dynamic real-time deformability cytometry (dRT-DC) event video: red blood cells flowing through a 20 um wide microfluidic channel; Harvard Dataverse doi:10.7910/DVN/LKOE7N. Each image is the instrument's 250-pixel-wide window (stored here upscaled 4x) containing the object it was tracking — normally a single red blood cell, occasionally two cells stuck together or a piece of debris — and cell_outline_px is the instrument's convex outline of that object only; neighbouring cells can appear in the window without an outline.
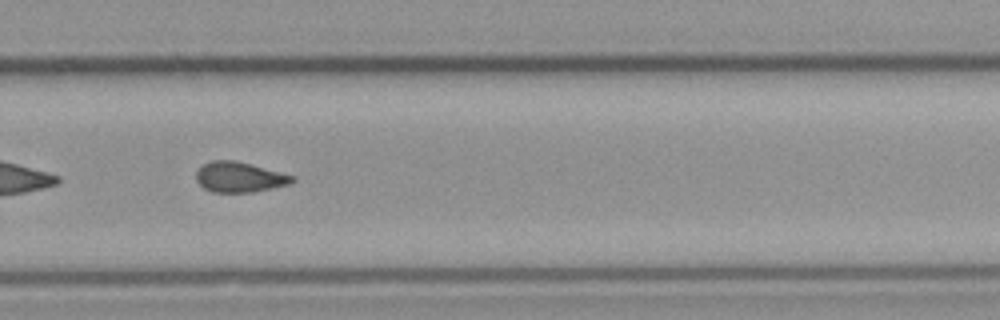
{"species": "common noctule bat (a hibernating species)", "species_latin": "Nyctalus noctula", "temperature_condition": "cold", "stored_images_in_passage": 35, "camera_frame_rate_fps": 3000, "um_per_image_px": 0.085, "animal": {"sex": "male", "body_mass_g": 23.1, "forearm_length_mm": 52.7}, "frame": {"image": 1, "passage_image": 25, "time_ms": 8.0, "image_size_px": [1000, 320], "cell_outline_px": [[296, 180], [288, 184], [252, 192], [212, 192], [204, 188], [196, 180], [196, 172], [204, 164], [212, 160], [236, 160], [292, 176]], "centroid_in_image_um": [20.3, 15.05], "position_along_channel_um": 309.5, "area_um2": 16.59}, "authors_computed_cell_mechanics": {"area_um2": 17.051, "velocity_mm_per_s": 3.6711, "shape_relaxation_time_tau1_ms": null, "shape_relaxation_time_tau2_ms": 3.1991, "deformation_change_tau1": null, "deformation_change_tau2": 0.0996}}